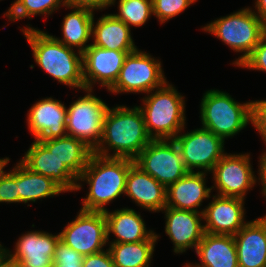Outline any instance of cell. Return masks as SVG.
Returning <instances> with one entry per match:
<instances>
[{"instance_id": "obj_11", "label": "cell", "mask_w": 266, "mask_h": 267, "mask_svg": "<svg viewBox=\"0 0 266 267\" xmlns=\"http://www.w3.org/2000/svg\"><path fill=\"white\" fill-rule=\"evenodd\" d=\"M173 140L188 171L194 172V168H199L210 172L226 154L224 139L203 127L177 135Z\"/></svg>"}, {"instance_id": "obj_42", "label": "cell", "mask_w": 266, "mask_h": 267, "mask_svg": "<svg viewBox=\"0 0 266 267\" xmlns=\"http://www.w3.org/2000/svg\"><path fill=\"white\" fill-rule=\"evenodd\" d=\"M9 161H10L9 158L0 159V180L6 174V172H4L3 169L6 166V164H8Z\"/></svg>"}, {"instance_id": "obj_15", "label": "cell", "mask_w": 266, "mask_h": 267, "mask_svg": "<svg viewBox=\"0 0 266 267\" xmlns=\"http://www.w3.org/2000/svg\"><path fill=\"white\" fill-rule=\"evenodd\" d=\"M205 232L210 234L235 235L244 222V199L228 196H213V201L201 210Z\"/></svg>"}, {"instance_id": "obj_24", "label": "cell", "mask_w": 266, "mask_h": 267, "mask_svg": "<svg viewBox=\"0 0 266 267\" xmlns=\"http://www.w3.org/2000/svg\"><path fill=\"white\" fill-rule=\"evenodd\" d=\"M92 24V45L121 52H134L137 50L131 37V28L113 14H107Z\"/></svg>"}, {"instance_id": "obj_25", "label": "cell", "mask_w": 266, "mask_h": 267, "mask_svg": "<svg viewBox=\"0 0 266 267\" xmlns=\"http://www.w3.org/2000/svg\"><path fill=\"white\" fill-rule=\"evenodd\" d=\"M15 184L18 186L19 203L25 204L66 192L53 179L32 172L21 161L15 166Z\"/></svg>"}, {"instance_id": "obj_33", "label": "cell", "mask_w": 266, "mask_h": 267, "mask_svg": "<svg viewBox=\"0 0 266 267\" xmlns=\"http://www.w3.org/2000/svg\"><path fill=\"white\" fill-rule=\"evenodd\" d=\"M0 202L19 203L18 186L15 184V167L0 180Z\"/></svg>"}, {"instance_id": "obj_14", "label": "cell", "mask_w": 266, "mask_h": 267, "mask_svg": "<svg viewBox=\"0 0 266 267\" xmlns=\"http://www.w3.org/2000/svg\"><path fill=\"white\" fill-rule=\"evenodd\" d=\"M59 240L60 234L30 231L19 237L15 253L10 254L1 244L0 251L18 267H53V255Z\"/></svg>"}, {"instance_id": "obj_21", "label": "cell", "mask_w": 266, "mask_h": 267, "mask_svg": "<svg viewBox=\"0 0 266 267\" xmlns=\"http://www.w3.org/2000/svg\"><path fill=\"white\" fill-rule=\"evenodd\" d=\"M124 194L149 211H163L166 207V187L135 163L129 168Z\"/></svg>"}, {"instance_id": "obj_19", "label": "cell", "mask_w": 266, "mask_h": 267, "mask_svg": "<svg viewBox=\"0 0 266 267\" xmlns=\"http://www.w3.org/2000/svg\"><path fill=\"white\" fill-rule=\"evenodd\" d=\"M234 241L239 267H266V215L247 222Z\"/></svg>"}, {"instance_id": "obj_16", "label": "cell", "mask_w": 266, "mask_h": 267, "mask_svg": "<svg viewBox=\"0 0 266 267\" xmlns=\"http://www.w3.org/2000/svg\"><path fill=\"white\" fill-rule=\"evenodd\" d=\"M28 127L35 140L67 136V108L61 101L45 98L34 104L28 114Z\"/></svg>"}, {"instance_id": "obj_3", "label": "cell", "mask_w": 266, "mask_h": 267, "mask_svg": "<svg viewBox=\"0 0 266 267\" xmlns=\"http://www.w3.org/2000/svg\"><path fill=\"white\" fill-rule=\"evenodd\" d=\"M30 44L35 62L50 76L71 88L85 89L83 79L82 53L74 52L39 29H21Z\"/></svg>"}, {"instance_id": "obj_36", "label": "cell", "mask_w": 266, "mask_h": 267, "mask_svg": "<svg viewBox=\"0 0 266 267\" xmlns=\"http://www.w3.org/2000/svg\"><path fill=\"white\" fill-rule=\"evenodd\" d=\"M82 267H115L109 249L83 257Z\"/></svg>"}, {"instance_id": "obj_17", "label": "cell", "mask_w": 266, "mask_h": 267, "mask_svg": "<svg viewBox=\"0 0 266 267\" xmlns=\"http://www.w3.org/2000/svg\"><path fill=\"white\" fill-rule=\"evenodd\" d=\"M165 232L174 244L175 253H183L188 248H197L202 240L205 229L201 220L203 212L165 207Z\"/></svg>"}, {"instance_id": "obj_37", "label": "cell", "mask_w": 266, "mask_h": 267, "mask_svg": "<svg viewBox=\"0 0 266 267\" xmlns=\"http://www.w3.org/2000/svg\"><path fill=\"white\" fill-rule=\"evenodd\" d=\"M116 0H67L70 7L86 8L89 10L104 9L110 5H114Z\"/></svg>"}, {"instance_id": "obj_18", "label": "cell", "mask_w": 266, "mask_h": 267, "mask_svg": "<svg viewBox=\"0 0 266 267\" xmlns=\"http://www.w3.org/2000/svg\"><path fill=\"white\" fill-rule=\"evenodd\" d=\"M20 161L32 172L53 179L66 192L76 190L78 178L39 140H34Z\"/></svg>"}, {"instance_id": "obj_23", "label": "cell", "mask_w": 266, "mask_h": 267, "mask_svg": "<svg viewBox=\"0 0 266 267\" xmlns=\"http://www.w3.org/2000/svg\"><path fill=\"white\" fill-rule=\"evenodd\" d=\"M195 252L201 264L190 265L188 263L185 267H239L233 235L205 232Z\"/></svg>"}, {"instance_id": "obj_35", "label": "cell", "mask_w": 266, "mask_h": 267, "mask_svg": "<svg viewBox=\"0 0 266 267\" xmlns=\"http://www.w3.org/2000/svg\"><path fill=\"white\" fill-rule=\"evenodd\" d=\"M251 124L258 130L266 143V100L252 101Z\"/></svg>"}, {"instance_id": "obj_6", "label": "cell", "mask_w": 266, "mask_h": 267, "mask_svg": "<svg viewBox=\"0 0 266 267\" xmlns=\"http://www.w3.org/2000/svg\"><path fill=\"white\" fill-rule=\"evenodd\" d=\"M229 45L233 51L243 52L233 64L238 67L251 55L266 33V24L250 8L221 17L202 28Z\"/></svg>"}, {"instance_id": "obj_26", "label": "cell", "mask_w": 266, "mask_h": 267, "mask_svg": "<svg viewBox=\"0 0 266 267\" xmlns=\"http://www.w3.org/2000/svg\"><path fill=\"white\" fill-rule=\"evenodd\" d=\"M78 178L85 169L93 150L83 141L71 136L39 140Z\"/></svg>"}, {"instance_id": "obj_4", "label": "cell", "mask_w": 266, "mask_h": 267, "mask_svg": "<svg viewBox=\"0 0 266 267\" xmlns=\"http://www.w3.org/2000/svg\"><path fill=\"white\" fill-rule=\"evenodd\" d=\"M167 82L143 98L146 130L152 140L174 139L185 126V101Z\"/></svg>"}, {"instance_id": "obj_41", "label": "cell", "mask_w": 266, "mask_h": 267, "mask_svg": "<svg viewBox=\"0 0 266 267\" xmlns=\"http://www.w3.org/2000/svg\"><path fill=\"white\" fill-rule=\"evenodd\" d=\"M53 267H82V262H70L65 264H53Z\"/></svg>"}, {"instance_id": "obj_38", "label": "cell", "mask_w": 266, "mask_h": 267, "mask_svg": "<svg viewBox=\"0 0 266 267\" xmlns=\"http://www.w3.org/2000/svg\"><path fill=\"white\" fill-rule=\"evenodd\" d=\"M259 179L262 184V194L266 197V152H264L259 160Z\"/></svg>"}, {"instance_id": "obj_13", "label": "cell", "mask_w": 266, "mask_h": 267, "mask_svg": "<svg viewBox=\"0 0 266 267\" xmlns=\"http://www.w3.org/2000/svg\"><path fill=\"white\" fill-rule=\"evenodd\" d=\"M131 52L108 50L95 45L82 53L83 79L85 89L93 90V84L101 83V87L109 90L119 77L125 57Z\"/></svg>"}, {"instance_id": "obj_40", "label": "cell", "mask_w": 266, "mask_h": 267, "mask_svg": "<svg viewBox=\"0 0 266 267\" xmlns=\"http://www.w3.org/2000/svg\"><path fill=\"white\" fill-rule=\"evenodd\" d=\"M0 267H18V265L9 260L1 251H0Z\"/></svg>"}, {"instance_id": "obj_34", "label": "cell", "mask_w": 266, "mask_h": 267, "mask_svg": "<svg viewBox=\"0 0 266 267\" xmlns=\"http://www.w3.org/2000/svg\"><path fill=\"white\" fill-rule=\"evenodd\" d=\"M83 255L66 245L61 240L58 241L53 255V264H65L70 262H82Z\"/></svg>"}, {"instance_id": "obj_10", "label": "cell", "mask_w": 266, "mask_h": 267, "mask_svg": "<svg viewBox=\"0 0 266 267\" xmlns=\"http://www.w3.org/2000/svg\"><path fill=\"white\" fill-rule=\"evenodd\" d=\"M59 234L62 242L83 256L101 252L108 242L105 214L80 209L78 216Z\"/></svg>"}, {"instance_id": "obj_32", "label": "cell", "mask_w": 266, "mask_h": 267, "mask_svg": "<svg viewBox=\"0 0 266 267\" xmlns=\"http://www.w3.org/2000/svg\"><path fill=\"white\" fill-rule=\"evenodd\" d=\"M239 67L266 72V33L262 36L251 55Z\"/></svg>"}, {"instance_id": "obj_27", "label": "cell", "mask_w": 266, "mask_h": 267, "mask_svg": "<svg viewBox=\"0 0 266 267\" xmlns=\"http://www.w3.org/2000/svg\"><path fill=\"white\" fill-rule=\"evenodd\" d=\"M67 7L74 10L63 18V39L54 38L67 47H77L78 54L83 53L90 46L86 45V43L92 36L94 11L86 8Z\"/></svg>"}, {"instance_id": "obj_7", "label": "cell", "mask_w": 266, "mask_h": 267, "mask_svg": "<svg viewBox=\"0 0 266 267\" xmlns=\"http://www.w3.org/2000/svg\"><path fill=\"white\" fill-rule=\"evenodd\" d=\"M67 108V135L83 141L93 151L98 147L103 132L108 106L92 95L91 89Z\"/></svg>"}, {"instance_id": "obj_5", "label": "cell", "mask_w": 266, "mask_h": 267, "mask_svg": "<svg viewBox=\"0 0 266 267\" xmlns=\"http://www.w3.org/2000/svg\"><path fill=\"white\" fill-rule=\"evenodd\" d=\"M202 127L225 140L252 122V101L239 103L228 93L208 90L201 101Z\"/></svg>"}, {"instance_id": "obj_30", "label": "cell", "mask_w": 266, "mask_h": 267, "mask_svg": "<svg viewBox=\"0 0 266 267\" xmlns=\"http://www.w3.org/2000/svg\"><path fill=\"white\" fill-rule=\"evenodd\" d=\"M119 14H113L130 26L140 27L153 13L152 0H119Z\"/></svg>"}, {"instance_id": "obj_9", "label": "cell", "mask_w": 266, "mask_h": 267, "mask_svg": "<svg viewBox=\"0 0 266 267\" xmlns=\"http://www.w3.org/2000/svg\"><path fill=\"white\" fill-rule=\"evenodd\" d=\"M166 82L161 62L137 49L125 57L119 77L109 91L149 94Z\"/></svg>"}, {"instance_id": "obj_2", "label": "cell", "mask_w": 266, "mask_h": 267, "mask_svg": "<svg viewBox=\"0 0 266 267\" xmlns=\"http://www.w3.org/2000/svg\"><path fill=\"white\" fill-rule=\"evenodd\" d=\"M134 163L131 159L105 157L93 152L78 177L76 190L81 188L79 180L89 184V192L82 200L81 209L105 212L106 204L125 193L128 171Z\"/></svg>"}, {"instance_id": "obj_28", "label": "cell", "mask_w": 266, "mask_h": 267, "mask_svg": "<svg viewBox=\"0 0 266 267\" xmlns=\"http://www.w3.org/2000/svg\"><path fill=\"white\" fill-rule=\"evenodd\" d=\"M157 240L110 243L109 251L115 267H149Z\"/></svg>"}, {"instance_id": "obj_39", "label": "cell", "mask_w": 266, "mask_h": 267, "mask_svg": "<svg viewBox=\"0 0 266 267\" xmlns=\"http://www.w3.org/2000/svg\"><path fill=\"white\" fill-rule=\"evenodd\" d=\"M256 14L266 24V0H256Z\"/></svg>"}, {"instance_id": "obj_12", "label": "cell", "mask_w": 266, "mask_h": 267, "mask_svg": "<svg viewBox=\"0 0 266 267\" xmlns=\"http://www.w3.org/2000/svg\"><path fill=\"white\" fill-rule=\"evenodd\" d=\"M217 195L244 199L249 189L256 184V176L248 154H225L212 171Z\"/></svg>"}, {"instance_id": "obj_20", "label": "cell", "mask_w": 266, "mask_h": 267, "mask_svg": "<svg viewBox=\"0 0 266 267\" xmlns=\"http://www.w3.org/2000/svg\"><path fill=\"white\" fill-rule=\"evenodd\" d=\"M206 172L189 171L184 177L170 184L166 188V207L188 210L194 212L198 211L202 200L210 198L211 190L214 186L205 187Z\"/></svg>"}, {"instance_id": "obj_29", "label": "cell", "mask_w": 266, "mask_h": 267, "mask_svg": "<svg viewBox=\"0 0 266 267\" xmlns=\"http://www.w3.org/2000/svg\"><path fill=\"white\" fill-rule=\"evenodd\" d=\"M60 5L67 8V0H16L8 11L4 13V16H7L10 21H17L25 17L32 19V16L37 14H52V12L60 8Z\"/></svg>"}, {"instance_id": "obj_31", "label": "cell", "mask_w": 266, "mask_h": 267, "mask_svg": "<svg viewBox=\"0 0 266 267\" xmlns=\"http://www.w3.org/2000/svg\"><path fill=\"white\" fill-rule=\"evenodd\" d=\"M197 0H152L153 15L162 24L182 13Z\"/></svg>"}, {"instance_id": "obj_22", "label": "cell", "mask_w": 266, "mask_h": 267, "mask_svg": "<svg viewBox=\"0 0 266 267\" xmlns=\"http://www.w3.org/2000/svg\"><path fill=\"white\" fill-rule=\"evenodd\" d=\"M104 214L107 222V240L110 233L116 236L111 243H133L159 238L154 231H147L142 217L133 209L122 208L113 212L106 210Z\"/></svg>"}, {"instance_id": "obj_8", "label": "cell", "mask_w": 266, "mask_h": 267, "mask_svg": "<svg viewBox=\"0 0 266 267\" xmlns=\"http://www.w3.org/2000/svg\"><path fill=\"white\" fill-rule=\"evenodd\" d=\"M134 162L166 188L189 172L173 139L152 140Z\"/></svg>"}, {"instance_id": "obj_1", "label": "cell", "mask_w": 266, "mask_h": 267, "mask_svg": "<svg viewBox=\"0 0 266 267\" xmlns=\"http://www.w3.org/2000/svg\"><path fill=\"white\" fill-rule=\"evenodd\" d=\"M151 141L140 107L134 106L130 109L120 105L113 109L108 108L102 139L93 152L105 157L135 160ZM104 144L108 146L105 147ZM108 149H113L114 155H110Z\"/></svg>"}]
</instances>
